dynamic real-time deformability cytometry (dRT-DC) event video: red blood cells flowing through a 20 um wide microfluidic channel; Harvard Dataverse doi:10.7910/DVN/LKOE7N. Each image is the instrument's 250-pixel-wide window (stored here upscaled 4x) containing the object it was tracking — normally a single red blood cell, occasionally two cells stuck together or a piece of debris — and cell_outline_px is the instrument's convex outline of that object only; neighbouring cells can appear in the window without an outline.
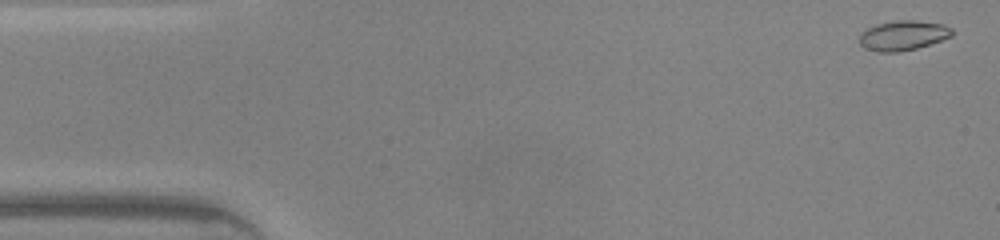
{"species": "common noctule bat (a hibernating species)", "species_latin": "Nyctalus noctula", "temperature_condition": "warm", "stored_images_in_passage": 45, "camera_frame_rate_fps": 3000, "um_per_image_px": 0.085, "animal": {"sex": "male", "body_mass_g": 20.0, "forearm_length_mm": 53.3}, "frame": {"image": 1, "passage_image": 1, "time_ms": 0.0, "image_size_px": [1000, 240], "cell_outline_px": [[952, 36], [916, 48], [900, 52], [876, 52], [864, 48], [860, 44], [860, 32], [876, 24], [896, 20], [916, 20], [944, 24], [952, 28]], "centroid_in_image_um": [76.73, 3.01], "position_along_channel_um": 8.3, "area_um2": 16.13}}
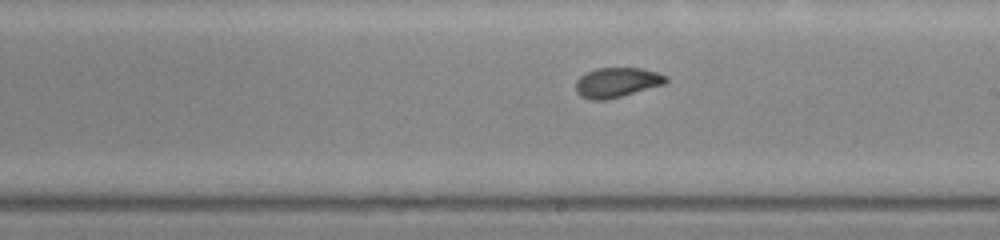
{"frame": {"image": 2, "passage_image": 25, "time_ms": 8.0, "image_size_px": [1000, 240], "cell_outline_px": [[668, 80], [664, 84], [608, 100], [592, 100], [580, 96], [576, 92], [576, 80], [584, 72], [596, 68], [640, 68], [656, 72], [668, 76]], "centroid_in_image_um": [52.4, 7.01], "position_along_channel_um": 236.6, "area_um2": 15.78}}
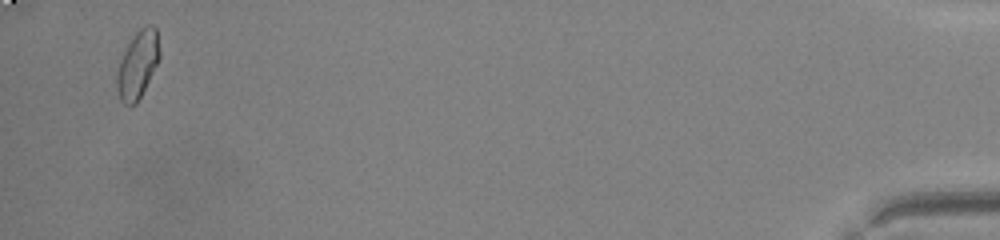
{"frame": {"image": 3, "passage_image": 44, "time_ms": 14.333, "image_size_px": [1000, 240], "cell_outline_px": [[160, 56], [136, 104], [124, 104], [120, 100], [116, 88], [116, 76], [120, 60], [132, 36], [144, 24], [152, 24], [156, 28], [160, 52]], "centroid_in_image_um": [11.69, 5.45], "position_along_channel_um": 423.5, "area_um2": 16.53}, "authors_computed_cell_mechanics": {"area_um2": 15.895, "velocity_mm_per_s": 4.3924, "shape_relaxation_time_tau1_ms": 4.102, "shape_relaxation_time_tau2_ms": 0.6691, "deformation_change_tau1": 0.1614, "deformation_change_tau2": 0.0425}}